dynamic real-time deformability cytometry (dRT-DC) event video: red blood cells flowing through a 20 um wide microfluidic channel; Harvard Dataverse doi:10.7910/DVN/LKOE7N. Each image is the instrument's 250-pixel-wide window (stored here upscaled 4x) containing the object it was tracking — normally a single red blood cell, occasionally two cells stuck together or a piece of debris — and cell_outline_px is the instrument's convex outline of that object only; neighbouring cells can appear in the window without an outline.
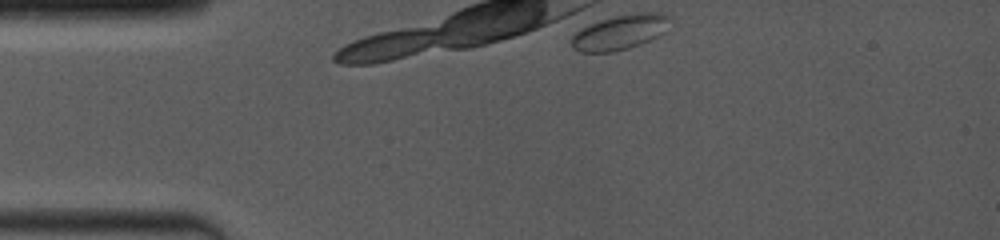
{"species": "common noctule bat (a hibernating species)", "species_latin": "Nyctalus noctula", "temperature_condition": "room temperature", "stored_images_in_passage": 1, "camera_frame_rate_fps": 4000, "um_per_image_px": 0.085, "animal": {"sex": "female", "body_mass_g": 19.0, "forearm_length_mm": 53.3}, "frame": {"image": 1, "passage_image": 1, "time_ms": 0.0, "image_size_px": [1000, 240], "cell_outline_px": [[672, 16], [660, 32], [656, 36], [648, 40], [628, 48], [612, 52], [580, 52], [568, 40], [580, 28], [600, 20], [616, 16], [636, 12], [664, 12]], "centroid_in_image_um": [52.65, 2.72], "position_along_channel_um": 32.4, "area_um2": 19.65}}